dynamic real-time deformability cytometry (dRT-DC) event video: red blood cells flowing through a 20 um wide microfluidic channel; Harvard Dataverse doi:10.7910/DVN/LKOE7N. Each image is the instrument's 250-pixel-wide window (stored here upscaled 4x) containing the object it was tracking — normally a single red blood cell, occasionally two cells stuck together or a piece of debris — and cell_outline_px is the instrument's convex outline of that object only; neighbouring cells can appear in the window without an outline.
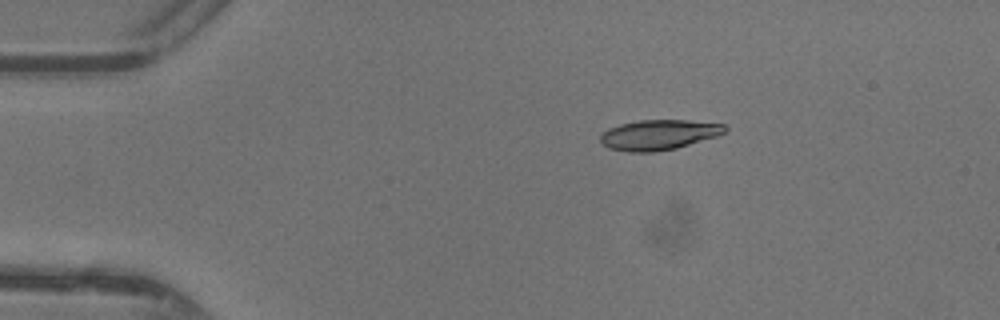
{"species": "common noctule bat (a hibernating species)", "species_latin": "Nyctalus noctula", "temperature_condition": "warm", "stored_images_in_passage": 39, "camera_frame_rate_fps": 3000, "um_per_image_px": 0.085, "animal": {"sex": "female"}, "frame": {"image": 1, "passage_image": 1, "time_ms": 0.0, "image_size_px": [1000, 320], "cell_outline_px": [[728, 128], [724, 132], [716, 136], [676, 148], [652, 152], [628, 152], [608, 148], [600, 140], [600, 136], [608, 128], [620, 124], [640, 120], [688, 120], [724, 124]], "centroid_in_image_um": [55.98, 11.45], "position_along_channel_um": 29.0, "area_um2": 21.73}}
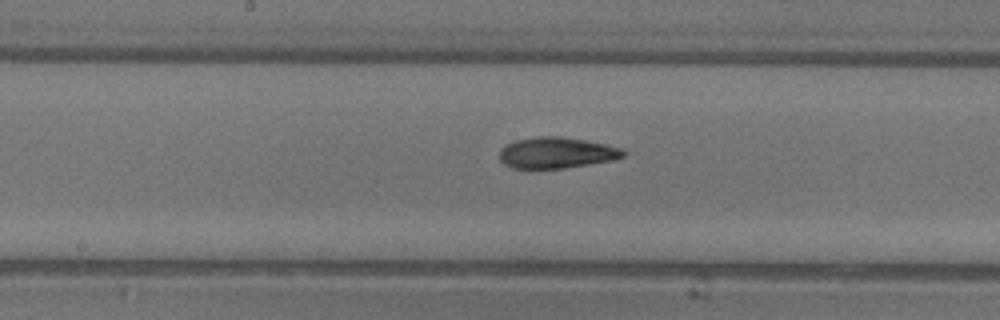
{"frame": {"image": 2, "passage_image": 17, "time_ms": 5.333, "image_size_px": [1000, 320], "cell_outline_px": [[624, 156], [612, 160], [564, 168], [512, 168], [504, 164], [500, 160], [500, 148], [504, 144], [516, 140], [536, 136], [560, 136], [584, 140], [624, 148]], "centroid_in_image_um": [47.27, 12.97], "position_along_channel_um": 200.9, "area_um2": 22.37}}
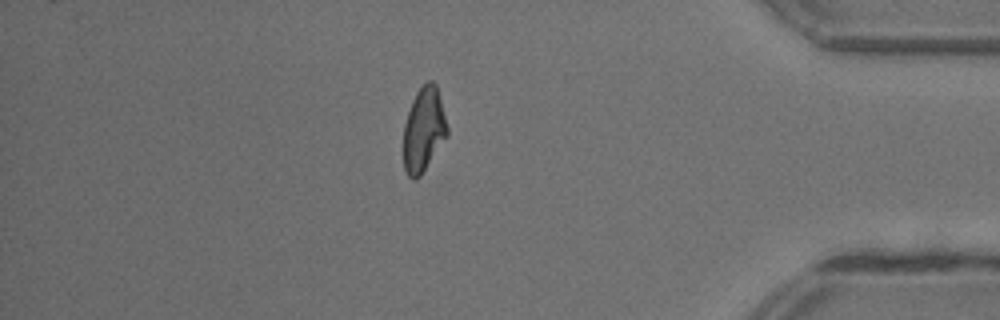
{"frame": {"image": 3, "passage_image": 33, "time_ms": 10.667, "image_size_px": [1000, 320], "cell_outline_px": [[448, 136], [420, 176], [416, 180], [412, 180], [408, 176], [404, 168], [404, 124], [412, 100], [416, 92], [428, 80], [432, 80], [436, 84], [448, 128]], "centroid_in_image_um": [36.02, 11.04], "position_along_channel_um": 399.2, "area_um2": 21.44}, "authors_computed_cell_mechanics": {"area_um2": 22.0218, "velocity_mm_per_s": 4.4077, "shape_relaxation_time_tau1_ms": 6.6845, "shape_relaxation_time_tau2_ms": 2.8245, "deformation_change_tau1": 0.2132, "deformation_change_tau2": 0.095}}